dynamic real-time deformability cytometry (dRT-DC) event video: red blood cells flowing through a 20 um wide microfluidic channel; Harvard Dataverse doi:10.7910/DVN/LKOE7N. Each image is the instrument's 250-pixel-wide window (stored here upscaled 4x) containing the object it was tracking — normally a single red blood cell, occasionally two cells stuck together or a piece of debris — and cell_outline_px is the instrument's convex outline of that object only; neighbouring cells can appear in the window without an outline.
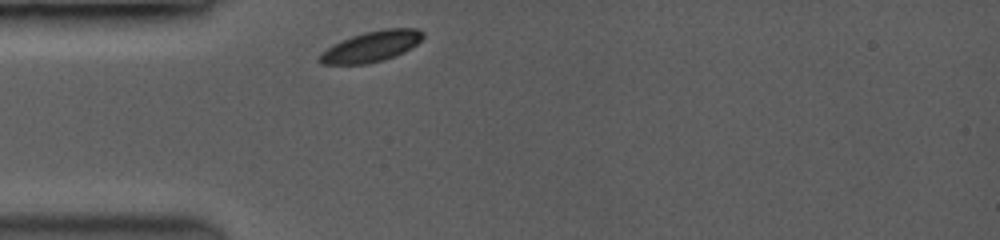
{"species": "common noctule bat (a hibernating species)", "species_latin": "Nyctalus noctula", "temperature_condition": "room temperature", "stored_images_in_passage": 32, "camera_frame_rate_fps": 3500, "um_per_image_px": 0.085, "animal": {"sex": "female", "body_mass_g": 19.0, "forearm_length_mm": 53.3}, "frame": {"image": 1, "passage_image": 1, "time_ms": 0.0, "image_size_px": [1000, 240], "cell_outline_px": [[424, 36], [416, 44], [392, 56], [380, 60], [364, 64], [324, 64], [320, 60], [320, 56], [328, 48], [340, 40], [364, 32], [384, 28], [416, 28], [424, 32]], "centroid_in_image_um": [31.58, 3.92], "position_along_channel_um": 53.4, "area_um2": 17.86}}
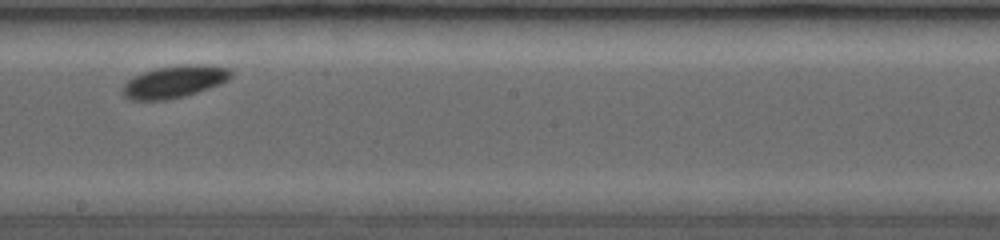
{"frame": {"image": 2, "passage_image": 17, "time_ms": 4.857, "image_size_px": [1000, 240], "cell_outline_px": [[232, 76], [228, 80], [220, 84], [196, 92], [164, 100], [136, 100], [128, 96], [124, 92], [124, 84], [128, 80], [144, 72], [156, 68], [176, 64], [204, 64], [228, 68], [232, 72]], "centroid_in_image_um": [14.89, 6.91], "position_along_channel_um": 233.3, "area_um2": 19.88}}
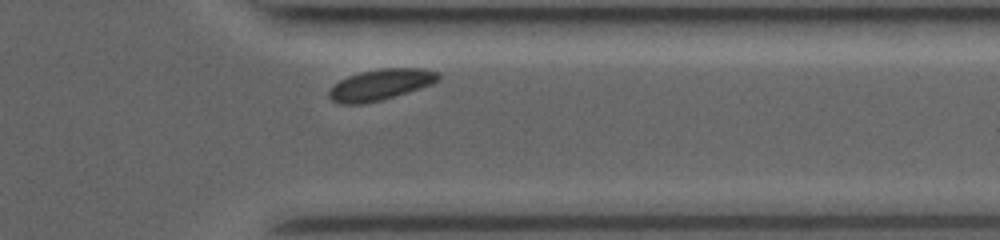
{"frame": {"image": 3, "passage_image": 29, "time_ms": 8.571, "image_size_px": [1000, 240], "cell_outline_px": [[440, 76], [432, 84], [408, 92], [380, 100], [364, 104], [340, 104], [332, 100], [328, 96], [328, 92], [340, 80], [348, 76], [360, 72], [384, 68], [416, 68], [436, 72]], "centroid_in_image_um": [32.3, 7.2], "position_along_channel_um": 379.1, "area_um2": 19.36}, "authors_computed_cell_mechanics": {"area_um2": 19.2474, "velocity_mm_per_s": 3.8762, "shape_relaxation_time_tau1_ms": 0.6888, "shape_relaxation_time_tau2_ms": null, "deformation_change_tau1": 0.0659, "deformation_change_tau2": null}}